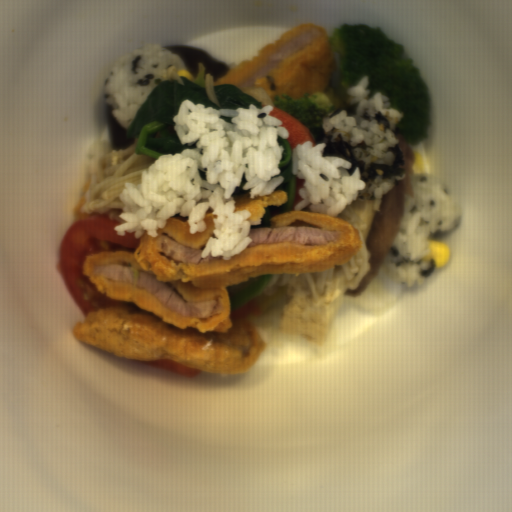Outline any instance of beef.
Segmentation results:
<instances>
[{
    "label": "beef",
    "instance_id": "beef-1",
    "mask_svg": "<svg viewBox=\"0 0 512 512\" xmlns=\"http://www.w3.org/2000/svg\"><path fill=\"white\" fill-rule=\"evenodd\" d=\"M394 135L404 160L405 179L383 194L379 210H375L365 243L366 250L371 256L370 269L358 288L346 294L348 296H360L375 278L378 270L383 267L385 257L390 254L402 223L406 195L413 188L410 179L415 176L411 167L415 161L416 151L402 135Z\"/></svg>",
    "mask_w": 512,
    "mask_h": 512
}]
</instances>
